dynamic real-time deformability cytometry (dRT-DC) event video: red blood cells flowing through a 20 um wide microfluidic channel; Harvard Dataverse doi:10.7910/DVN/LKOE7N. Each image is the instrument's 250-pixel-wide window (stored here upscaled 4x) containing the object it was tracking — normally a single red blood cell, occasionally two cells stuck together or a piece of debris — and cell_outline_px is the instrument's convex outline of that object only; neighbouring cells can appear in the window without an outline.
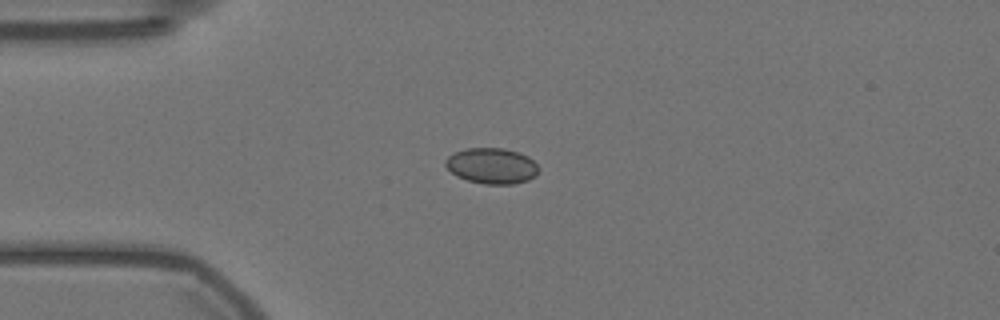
{"species": "Egyptian fruit bat (a non-hibernating species)", "species_latin": "Rousettus aegyptiacus", "temperature_condition": "warm", "stored_images_in_passage": 44, "camera_frame_rate_fps": 3000, "um_per_image_px": 0.085, "animal": {"sex": "female"}, "frame": {"image": 1, "passage_image": 1, "time_ms": 0.0, "image_size_px": [1000, 320], "cell_outline_px": [[540, 168], [536, 176], [528, 180], [512, 184], [484, 184], [468, 180], [456, 176], [444, 164], [444, 160], [448, 156], [456, 152], [468, 148], [504, 148], [520, 152], [528, 156]], "centroid_in_image_um": [41.82, 14.09], "position_along_channel_um": 43.2, "area_um2": 19.48}}
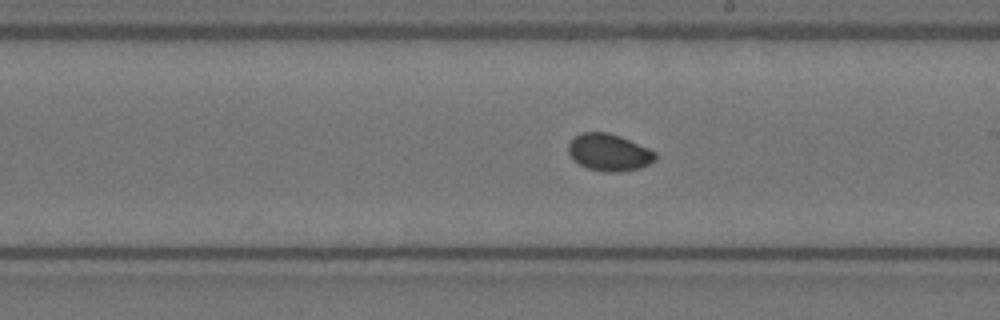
{"frame": {"image": 2, "passage_image": 19, "time_ms": 6.0, "image_size_px": [1000, 320], "cell_outline_px": [[656, 160], [640, 168], [620, 172], [608, 172], [588, 168], [580, 164], [568, 152], [568, 144], [576, 136], [584, 132], [608, 132], [620, 136], [648, 148], [656, 152]], "centroid_in_image_um": [51.8, 12.95], "position_along_channel_um": 237.2, "area_um2": 18.55}}
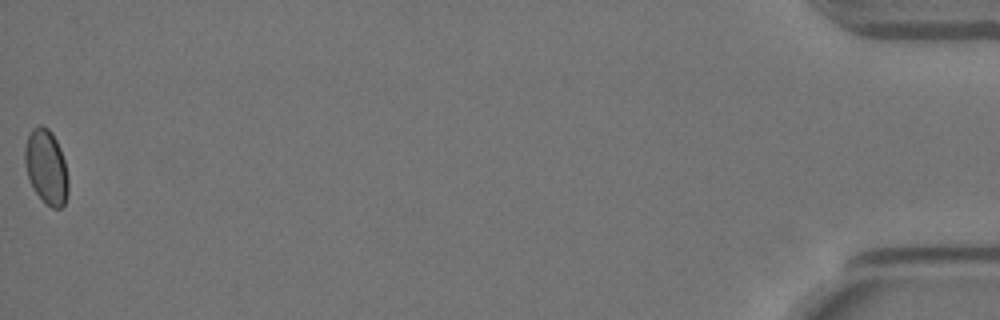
{"frame": {"image": 3, "passage_image": 44, "time_ms": 14.333, "image_size_px": [1000, 320], "cell_outline_px": [[68, 192], [64, 204], [60, 208], [52, 208], [36, 192], [28, 176], [24, 160], [24, 148], [28, 136], [32, 128], [40, 124], [48, 128], [52, 132], [60, 148], [64, 160], [68, 176]], "centroid_in_image_um": [3.94, 14.15], "position_along_channel_um": 431.3, "area_um2": 18.67}, "authors_computed_cell_mechanics": {"area_um2": 18.5249, "velocity_mm_per_s": 3.5553, "shape_relaxation_time_tau1_ms": 4.1099, "shape_relaxation_time_tau2_ms": null, "deformation_change_tau1": 0.0549, "deformation_change_tau2": null}}